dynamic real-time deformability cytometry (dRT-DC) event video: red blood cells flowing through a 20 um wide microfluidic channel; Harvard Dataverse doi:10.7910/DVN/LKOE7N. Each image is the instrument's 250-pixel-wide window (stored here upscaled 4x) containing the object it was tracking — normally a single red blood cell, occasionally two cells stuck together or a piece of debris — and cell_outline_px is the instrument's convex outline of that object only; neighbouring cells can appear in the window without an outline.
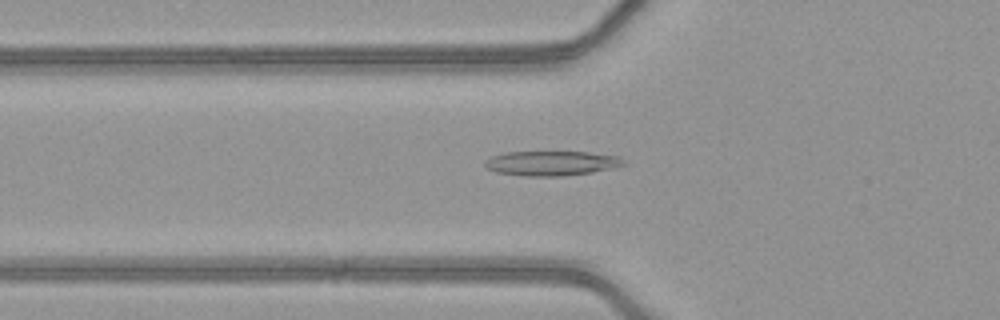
{"species": "common noctule bat (a hibernating species)", "species_latin": "Nyctalus noctula", "temperature_condition": "warm", "stored_images_in_passage": 28, "camera_frame_rate_fps": 3000, "um_per_image_px": 0.085, "animal": {"sex": "female", "body_mass_g": 21.9}, "frame": {"image": 1, "passage_image": 7, "time_ms": 2.0, "image_size_px": [1000, 320], "cell_outline_px": [[628, 164], [616, 168], [592, 172], [564, 176], [524, 176], [496, 172], [484, 168], [484, 160], [492, 156], [504, 152], [588, 152], [620, 156]], "centroid_in_image_um": [46.9, 13.88], "position_along_channel_um": 78.9, "area_um2": 20.29}}
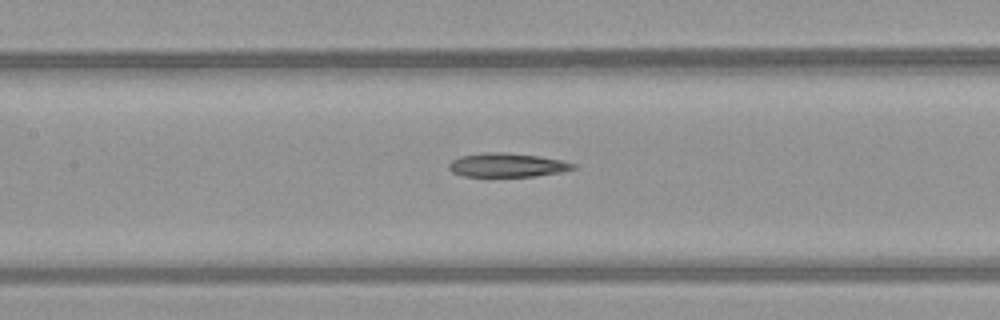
{"frame": {"image": 2, "passage_image": 13, "time_ms": 4.0, "image_size_px": [1000, 320], "cell_outline_px": [[576, 168], [560, 172], [536, 176], [464, 176], [452, 172], [448, 168], [448, 164], [452, 160], [460, 156], [480, 152], [504, 152], [540, 156], [560, 160], [576, 164]], "centroid_in_image_um": [43.08, 14.02], "position_along_channel_um": 164.3, "area_um2": 17.34}}
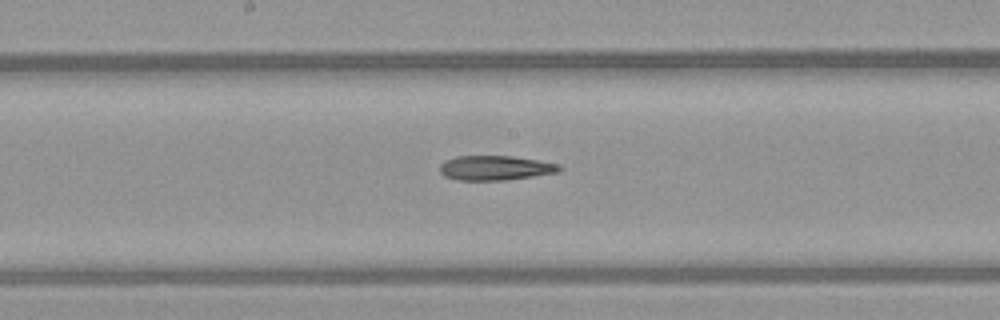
{"frame": {"image": 3, "passage_image": 16, "time_ms": 5.0, "image_size_px": [1000, 320], "cell_outline_px": [[564, 168], [560, 172], [504, 180], [456, 180], [444, 176], [440, 172], [440, 164], [444, 160], [456, 156], [512, 156], [560, 164]], "centroid_in_image_um": [42.09, 14.27], "position_along_channel_um": 206.1, "area_um2": 17.22}}